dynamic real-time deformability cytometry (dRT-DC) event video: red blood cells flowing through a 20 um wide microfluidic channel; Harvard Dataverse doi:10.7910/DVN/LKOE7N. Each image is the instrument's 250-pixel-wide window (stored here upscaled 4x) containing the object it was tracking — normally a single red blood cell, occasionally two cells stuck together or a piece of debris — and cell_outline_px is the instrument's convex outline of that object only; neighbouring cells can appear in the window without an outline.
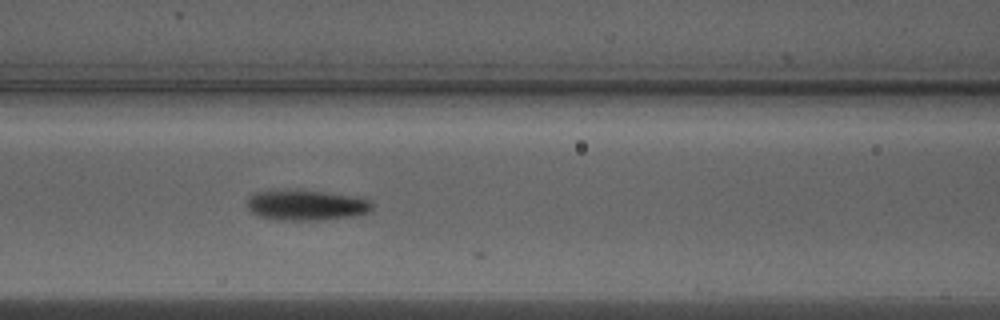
{"species": "Egyptian fruit bat (a non-hibernating species)", "species_latin": "Rousettus aegyptiacus", "temperature_condition": "warm", "stored_images_in_passage": 8, "camera_frame_rate_fps": 3000, "um_per_image_px": 0.085, "animal": {"sex": "male"}, "frame": {"image": 1, "passage_image": 7, "time_ms": 2.0, "image_size_px": [1000, 320], "cell_outline_px": [[372, 212], [352, 216], [328, 220], [280, 220], [256, 216], [248, 208], [248, 200], [256, 192], [296, 188], [364, 196], [372, 204]], "centroid_in_image_um": [26.1, 17.41], "position_along_channel_um": 140.5, "area_um2": 22.95}}